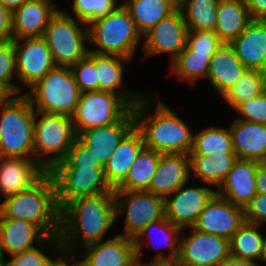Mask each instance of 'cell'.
<instances>
[{
  "label": "cell",
  "instance_id": "7c38bea8",
  "mask_svg": "<svg viewBox=\"0 0 266 266\" xmlns=\"http://www.w3.org/2000/svg\"><path fill=\"white\" fill-rule=\"evenodd\" d=\"M190 235L182 234L176 266H216L230 255V241L200 232L193 227Z\"/></svg>",
  "mask_w": 266,
  "mask_h": 266
},
{
  "label": "cell",
  "instance_id": "f546056e",
  "mask_svg": "<svg viewBox=\"0 0 266 266\" xmlns=\"http://www.w3.org/2000/svg\"><path fill=\"white\" fill-rule=\"evenodd\" d=\"M251 21L245 0H219L214 32L223 43H231Z\"/></svg>",
  "mask_w": 266,
  "mask_h": 266
},
{
  "label": "cell",
  "instance_id": "cb8c5ba5",
  "mask_svg": "<svg viewBox=\"0 0 266 266\" xmlns=\"http://www.w3.org/2000/svg\"><path fill=\"white\" fill-rule=\"evenodd\" d=\"M51 0H28L12 12L13 39L41 37L59 9Z\"/></svg>",
  "mask_w": 266,
  "mask_h": 266
},
{
  "label": "cell",
  "instance_id": "277c9868",
  "mask_svg": "<svg viewBox=\"0 0 266 266\" xmlns=\"http://www.w3.org/2000/svg\"><path fill=\"white\" fill-rule=\"evenodd\" d=\"M0 110V157L35 160V109L29 98L25 94L10 96Z\"/></svg>",
  "mask_w": 266,
  "mask_h": 266
},
{
  "label": "cell",
  "instance_id": "52a82bcc",
  "mask_svg": "<svg viewBox=\"0 0 266 266\" xmlns=\"http://www.w3.org/2000/svg\"><path fill=\"white\" fill-rule=\"evenodd\" d=\"M25 95L35 111L71 117L81 92L70 67L56 66L31 86Z\"/></svg>",
  "mask_w": 266,
  "mask_h": 266
},
{
  "label": "cell",
  "instance_id": "7402d4cb",
  "mask_svg": "<svg viewBox=\"0 0 266 266\" xmlns=\"http://www.w3.org/2000/svg\"><path fill=\"white\" fill-rule=\"evenodd\" d=\"M134 127L135 118L132 109L116 123L87 129L77 137L92 149L97 160L105 166L118 144Z\"/></svg>",
  "mask_w": 266,
  "mask_h": 266
},
{
  "label": "cell",
  "instance_id": "f6af8a7d",
  "mask_svg": "<svg viewBox=\"0 0 266 266\" xmlns=\"http://www.w3.org/2000/svg\"><path fill=\"white\" fill-rule=\"evenodd\" d=\"M234 111L241 116L235 119L266 124V91L241 102Z\"/></svg>",
  "mask_w": 266,
  "mask_h": 266
},
{
  "label": "cell",
  "instance_id": "9c48e42d",
  "mask_svg": "<svg viewBox=\"0 0 266 266\" xmlns=\"http://www.w3.org/2000/svg\"><path fill=\"white\" fill-rule=\"evenodd\" d=\"M132 107L112 92L91 91L81 93L76 110L71 116L76 136L83 131L109 126L124 118Z\"/></svg>",
  "mask_w": 266,
  "mask_h": 266
},
{
  "label": "cell",
  "instance_id": "ac0fdd59",
  "mask_svg": "<svg viewBox=\"0 0 266 266\" xmlns=\"http://www.w3.org/2000/svg\"><path fill=\"white\" fill-rule=\"evenodd\" d=\"M74 255L83 266L138 265L134 239L119 233L107 241L102 240L86 245Z\"/></svg>",
  "mask_w": 266,
  "mask_h": 266
},
{
  "label": "cell",
  "instance_id": "680465c9",
  "mask_svg": "<svg viewBox=\"0 0 266 266\" xmlns=\"http://www.w3.org/2000/svg\"><path fill=\"white\" fill-rule=\"evenodd\" d=\"M0 266H6L5 262L0 260Z\"/></svg>",
  "mask_w": 266,
  "mask_h": 266
},
{
  "label": "cell",
  "instance_id": "d6a6232c",
  "mask_svg": "<svg viewBox=\"0 0 266 266\" xmlns=\"http://www.w3.org/2000/svg\"><path fill=\"white\" fill-rule=\"evenodd\" d=\"M160 154L144 146L131 165L126 179L115 190H148L157 170Z\"/></svg>",
  "mask_w": 266,
  "mask_h": 266
},
{
  "label": "cell",
  "instance_id": "3957f363",
  "mask_svg": "<svg viewBox=\"0 0 266 266\" xmlns=\"http://www.w3.org/2000/svg\"><path fill=\"white\" fill-rule=\"evenodd\" d=\"M0 218L26 220L36 224L48 237L59 236L60 210L51 174L46 172L28 189L2 199Z\"/></svg>",
  "mask_w": 266,
  "mask_h": 266
},
{
  "label": "cell",
  "instance_id": "f907efd6",
  "mask_svg": "<svg viewBox=\"0 0 266 266\" xmlns=\"http://www.w3.org/2000/svg\"><path fill=\"white\" fill-rule=\"evenodd\" d=\"M216 266H262L259 263L251 260L240 259L229 255Z\"/></svg>",
  "mask_w": 266,
  "mask_h": 266
},
{
  "label": "cell",
  "instance_id": "7a4b0ae2",
  "mask_svg": "<svg viewBox=\"0 0 266 266\" xmlns=\"http://www.w3.org/2000/svg\"><path fill=\"white\" fill-rule=\"evenodd\" d=\"M145 93L132 108L135 127L142 135L144 146L161 154L189 155L194 138L191 127L167 107L163 100L154 102L153 95L149 91ZM151 107L154 110L152 115H146Z\"/></svg>",
  "mask_w": 266,
  "mask_h": 266
},
{
  "label": "cell",
  "instance_id": "f35d334b",
  "mask_svg": "<svg viewBox=\"0 0 266 266\" xmlns=\"http://www.w3.org/2000/svg\"><path fill=\"white\" fill-rule=\"evenodd\" d=\"M46 249L51 250L52 258L45 254ZM61 254L62 248L59 236H49L39 246L11 255V259L4 262L6 266H52Z\"/></svg>",
  "mask_w": 266,
  "mask_h": 266
},
{
  "label": "cell",
  "instance_id": "f5cc1de1",
  "mask_svg": "<svg viewBox=\"0 0 266 266\" xmlns=\"http://www.w3.org/2000/svg\"><path fill=\"white\" fill-rule=\"evenodd\" d=\"M28 0H0V2L11 12L19 8L22 4Z\"/></svg>",
  "mask_w": 266,
  "mask_h": 266
},
{
  "label": "cell",
  "instance_id": "d6986e66",
  "mask_svg": "<svg viewBox=\"0 0 266 266\" xmlns=\"http://www.w3.org/2000/svg\"><path fill=\"white\" fill-rule=\"evenodd\" d=\"M48 236L36 225L22 219L0 218V260L31 250L42 244Z\"/></svg>",
  "mask_w": 266,
  "mask_h": 266
},
{
  "label": "cell",
  "instance_id": "d4e9b609",
  "mask_svg": "<svg viewBox=\"0 0 266 266\" xmlns=\"http://www.w3.org/2000/svg\"><path fill=\"white\" fill-rule=\"evenodd\" d=\"M131 60L116 56L95 53V68L99 82V91L112 92L120 95L132 108L145 95L144 92L126 89L124 66Z\"/></svg>",
  "mask_w": 266,
  "mask_h": 266
},
{
  "label": "cell",
  "instance_id": "bcb514c9",
  "mask_svg": "<svg viewBox=\"0 0 266 266\" xmlns=\"http://www.w3.org/2000/svg\"><path fill=\"white\" fill-rule=\"evenodd\" d=\"M246 222L266 224V194L257 193L244 208Z\"/></svg>",
  "mask_w": 266,
  "mask_h": 266
},
{
  "label": "cell",
  "instance_id": "83f0119b",
  "mask_svg": "<svg viewBox=\"0 0 266 266\" xmlns=\"http://www.w3.org/2000/svg\"><path fill=\"white\" fill-rule=\"evenodd\" d=\"M246 68L230 43H222L211 57L207 79L221 97L235 85Z\"/></svg>",
  "mask_w": 266,
  "mask_h": 266
},
{
  "label": "cell",
  "instance_id": "ab89813d",
  "mask_svg": "<svg viewBox=\"0 0 266 266\" xmlns=\"http://www.w3.org/2000/svg\"><path fill=\"white\" fill-rule=\"evenodd\" d=\"M72 12L75 18L88 25L89 23L105 17L118 6V0H72Z\"/></svg>",
  "mask_w": 266,
  "mask_h": 266
},
{
  "label": "cell",
  "instance_id": "8fae6325",
  "mask_svg": "<svg viewBox=\"0 0 266 266\" xmlns=\"http://www.w3.org/2000/svg\"><path fill=\"white\" fill-rule=\"evenodd\" d=\"M114 198L116 220L125 213L124 233L120 235L134 238L149 223L164 216V199L147 190H114Z\"/></svg>",
  "mask_w": 266,
  "mask_h": 266
},
{
  "label": "cell",
  "instance_id": "f1b7e54d",
  "mask_svg": "<svg viewBox=\"0 0 266 266\" xmlns=\"http://www.w3.org/2000/svg\"><path fill=\"white\" fill-rule=\"evenodd\" d=\"M144 147L140 131L134 127L118 144L104 166L107 183L115 190L125 179L138 153Z\"/></svg>",
  "mask_w": 266,
  "mask_h": 266
},
{
  "label": "cell",
  "instance_id": "e0dca14e",
  "mask_svg": "<svg viewBox=\"0 0 266 266\" xmlns=\"http://www.w3.org/2000/svg\"><path fill=\"white\" fill-rule=\"evenodd\" d=\"M244 222V208L215 193L200 213L193 228L230 241Z\"/></svg>",
  "mask_w": 266,
  "mask_h": 266
},
{
  "label": "cell",
  "instance_id": "9f6ffc18",
  "mask_svg": "<svg viewBox=\"0 0 266 266\" xmlns=\"http://www.w3.org/2000/svg\"><path fill=\"white\" fill-rule=\"evenodd\" d=\"M143 266H176L175 264H149V263H143Z\"/></svg>",
  "mask_w": 266,
  "mask_h": 266
},
{
  "label": "cell",
  "instance_id": "ee69618b",
  "mask_svg": "<svg viewBox=\"0 0 266 266\" xmlns=\"http://www.w3.org/2000/svg\"><path fill=\"white\" fill-rule=\"evenodd\" d=\"M223 42L214 31L188 30L186 46L201 54H215Z\"/></svg>",
  "mask_w": 266,
  "mask_h": 266
},
{
  "label": "cell",
  "instance_id": "9a60e30c",
  "mask_svg": "<svg viewBox=\"0 0 266 266\" xmlns=\"http://www.w3.org/2000/svg\"><path fill=\"white\" fill-rule=\"evenodd\" d=\"M184 184L164 199V216L182 230L195 225L207 202L216 193L210 186Z\"/></svg>",
  "mask_w": 266,
  "mask_h": 266
},
{
  "label": "cell",
  "instance_id": "7bdbcfd3",
  "mask_svg": "<svg viewBox=\"0 0 266 266\" xmlns=\"http://www.w3.org/2000/svg\"><path fill=\"white\" fill-rule=\"evenodd\" d=\"M54 167H104L100 160L92 152V149L84 144L78 137L75 138L72 147L68 150L64 160Z\"/></svg>",
  "mask_w": 266,
  "mask_h": 266
},
{
  "label": "cell",
  "instance_id": "8992f818",
  "mask_svg": "<svg viewBox=\"0 0 266 266\" xmlns=\"http://www.w3.org/2000/svg\"><path fill=\"white\" fill-rule=\"evenodd\" d=\"M76 137L71 117L35 111L33 127L35 161L47 172L66 158Z\"/></svg>",
  "mask_w": 266,
  "mask_h": 266
},
{
  "label": "cell",
  "instance_id": "74e56055",
  "mask_svg": "<svg viewBox=\"0 0 266 266\" xmlns=\"http://www.w3.org/2000/svg\"><path fill=\"white\" fill-rule=\"evenodd\" d=\"M265 91L264 74L262 70L246 69L241 78L222 98L228 106L235 108L241 102L256 97Z\"/></svg>",
  "mask_w": 266,
  "mask_h": 266
},
{
  "label": "cell",
  "instance_id": "7dc6e473",
  "mask_svg": "<svg viewBox=\"0 0 266 266\" xmlns=\"http://www.w3.org/2000/svg\"><path fill=\"white\" fill-rule=\"evenodd\" d=\"M12 40V12L0 2V42H10Z\"/></svg>",
  "mask_w": 266,
  "mask_h": 266
},
{
  "label": "cell",
  "instance_id": "2e32d148",
  "mask_svg": "<svg viewBox=\"0 0 266 266\" xmlns=\"http://www.w3.org/2000/svg\"><path fill=\"white\" fill-rule=\"evenodd\" d=\"M182 232L184 231L180 227L175 226L165 216L149 223L133 238L135 243L137 263L142 264V259L140 257L142 255V249L144 246L151 245L154 247H152L154 251L157 250L158 254L153 257L149 264H174L179 256L180 238L182 237L179 234ZM153 239L158 241L156 242V244H158L157 247ZM161 249H167L170 250V252L168 255H164V253L160 252Z\"/></svg>",
  "mask_w": 266,
  "mask_h": 266
},
{
  "label": "cell",
  "instance_id": "db71d44e",
  "mask_svg": "<svg viewBox=\"0 0 266 266\" xmlns=\"http://www.w3.org/2000/svg\"><path fill=\"white\" fill-rule=\"evenodd\" d=\"M11 95L0 86V105H2Z\"/></svg>",
  "mask_w": 266,
  "mask_h": 266
},
{
  "label": "cell",
  "instance_id": "5b68a950",
  "mask_svg": "<svg viewBox=\"0 0 266 266\" xmlns=\"http://www.w3.org/2000/svg\"><path fill=\"white\" fill-rule=\"evenodd\" d=\"M88 43L95 45L90 52L116 55L131 60L143 36L138 31L129 11L122 3L105 17L87 25Z\"/></svg>",
  "mask_w": 266,
  "mask_h": 266
},
{
  "label": "cell",
  "instance_id": "4fadbf2b",
  "mask_svg": "<svg viewBox=\"0 0 266 266\" xmlns=\"http://www.w3.org/2000/svg\"><path fill=\"white\" fill-rule=\"evenodd\" d=\"M16 75L28 89L56 67L46 39L27 37L13 39Z\"/></svg>",
  "mask_w": 266,
  "mask_h": 266
},
{
  "label": "cell",
  "instance_id": "8d00e7d4",
  "mask_svg": "<svg viewBox=\"0 0 266 266\" xmlns=\"http://www.w3.org/2000/svg\"><path fill=\"white\" fill-rule=\"evenodd\" d=\"M235 153L230 128L209 126L194 133L193 147L189 154Z\"/></svg>",
  "mask_w": 266,
  "mask_h": 266
},
{
  "label": "cell",
  "instance_id": "44dd1931",
  "mask_svg": "<svg viewBox=\"0 0 266 266\" xmlns=\"http://www.w3.org/2000/svg\"><path fill=\"white\" fill-rule=\"evenodd\" d=\"M190 157L187 154H160L157 170L147 191L163 199L191 179Z\"/></svg>",
  "mask_w": 266,
  "mask_h": 266
},
{
  "label": "cell",
  "instance_id": "484cf974",
  "mask_svg": "<svg viewBox=\"0 0 266 266\" xmlns=\"http://www.w3.org/2000/svg\"><path fill=\"white\" fill-rule=\"evenodd\" d=\"M230 44L246 69L263 71L266 67V20H252Z\"/></svg>",
  "mask_w": 266,
  "mask_h": 266
},
{
  "label": "cell",
  "instance_id": "4dcf8cb0",
  "mask_svg": "<svg viewBox=\"0 0 266 266\" xmlns=\"http://www.w3.org/2000/svg\"><path fill=\"white\" fill-rule=\"evenodd\" d=\"M190 170L205 185L219 188L237 161L236 153L189 154Z\"/></svg>",
  "mask_w": 266,
  "mask_h": 266
},
{
  "label": "cell",
  "instance_id": "1f68e13d",
  "mask_svg": "<svg viewBox=\"0 0 266 266\" xmlns=\"http://www.w3.org/2000/svg\"><path fill=\"white\" fill-rule=\"evenodd\" d=\"M121 3L142 36L178 6V0H124Z\"/></svg>",
  "mask_w": 266,
  "mask_h": 266
},
{
  "label": "cell",
  "instance_id": "30bf717a",
  "mask_svg": "<svg viewBox=\"0 0 266 266\" xmlns=\"http://www.w3.org/2000/svg\"><path fill=\"white\" fill-rule=\"evenodd\" d=\"M49 173L56 185L59 210L81 197L114 192L106 181L104 167H53Z\"/></svg>",
  "mask_w": 266,
  "mask_h": 266
},
{
  "label": "cell",
  "instance_id": "ba28073f",
  "mask_svg": "<svg viewBox=\"0 0 266 266\" xmlns=\"http://www.w3.org/2000/svg\"><path fill=\"white\" fill-rule=\"evenodd\" d=\"M43 37L56 66L71 67L89 51L85 44L88 42L87 25L71 17L67 10H57L49 20Z\"/></svg>",
  "mask_w": 266,
  "mask_h": 266
},
{
  "label": "cell",
  "instance_id": "603a6c76",
  "mask_svg": "<svg viewBox=\"0 0 266 266\" xmlns=\"http://www.w3.org/2000/svg\"><path fill=\"white\" fill-rule=\"evenodd\" d=\"M258 163L254 160L237 159L216 193L234 205L245 208L257 194Z\"/></svg>",
  "mask_w": 266,
  "mask_h": 266
},
{
  "label": "cell",
  "instance_id": "6f0895ef",
  "mask_svg": "<svg viewBox=\"0 0 266 266\" xmlns=\"http://www.w3.org/2000/svg\"><path fill=\"white\" fill-rule=\"evenodd\" d=\"M263 74H264V81H265V91H266V67L263 70Z\"/></svg>",
  "mask_w": 266,
  "mask_h": 266
},
{
  "label": "cell",
  "instance_id": "ffe728a7",
  "mask_svg": "<svg viewBox=\"0 0 266 266\" xmlns=\"http://www.w3.org/2000/svg\"><path fill=\"white\" fill-rule=\"evenodd\" d=\"M47 171L35 160L0 157V192L3 199L35 184Z\"/></svg>",
  "mask_w": 266,
  "mask_h": 266
},
{
  "label": "cell",
  "instance_id": "6da1fadb",
  "mask_svg": "<svg viewBox=\"0 0 266 266\" xmlns=\"http://www.w3.org/2000/svg\"><path fill=\"white\" fill-rule=\"evenodd\" d=\"M115 221L114 192L73 200L60 210L62 253L74 255L82 247L102 241Z\"/></svg>",
  "mask_w": 266,
  "mask_h": 266
},
{
  "label": "cell",
  "instance_id": "816d5d0a",
  "mask_svg": "<svg viewBox=\"0 0 266 266\" xmlns=\"http://www.w3.org/2000/svg\"><path fill=\"white\" fill-rule=\"evenodd\" d=\"M52 266H83L75 255L61 254Z\"/></svg>",
  "mask_w": 266,
  "mask_h": 266
},
{
  "label": "cell",
  "instance_id": "60d3db41",
  "mask_svg": "<svg viewBox=\"0 0 266 266\" xmlns=\"http://www.w3.org/2000/svg\"><path fill=\"white\" fill-rule=\"evenodd\" d=\"M16 75V61L13 40L0 42V86L11 96L21 93V86L12 83Z\"/></svg>",
  "mask_w": 266,
  "mask_h": 266
},
{
  "label": "cell",
  "instance_id": "836d02e7",
  "mask_svg": "<svg viewBox=\"0 0 266 266\" xmlns=\"http://www.w3.org/2000/svg\"><path fill=\"white\" fill-rule=\"evenodd\" d=\"M260 226L262 225L245 221L230 240V255L260 262L265 239Z\"/></svg>",
  "mask_w": 266,
  "mask_h": 266
},
{
  "label": "cell",
  "instance_id": "b9f144b4",
  "mask_svg": "<svg viewBox=\"0 0 266 266\" xmlns=\"http://www.w3.org/2000/svg\"><path fill=\"white\" fill-rule=\"evenodd\" d=\"M81 93L99 91V82L95 68V53L87 55L70 67Z\"/></svg>",
  "mask_w": 266,
  "mask_h": 266
},
{
  "label": "cell",
  "instance_id": "5bb4252c",
  "mask_svg": "<svg viewBox=\"0 0 266 266\" xmlns=\"http://www.w3.org/2000/svg\"><path fill=\"white\" fill-rule=\"evenodd\" d=\"M187 33L186 22L177 7L143 35V60L167 53L170 54L171 63L185 48Z\"/></svg>",
  "mask_w": 266,
  "mask_h": 266
},
{
  "label": "cell",
  "instance_id": "c3c4849f",
  "mask_svg": "<svg viewBox=\"0 0 266 266\" xmlns=\"http://www.w3.org/2000/svg\"><path fill=\"white\" fill-rule=\"evenodd\" d=\"M252 20H266V0H245Z\"/></svg>",
  "mask_w": 266,
  "mask_h": 266
},
{
  "label": "cell",
  "instance_id": "d590c367",
  "mask_svg": "<svg viewBox=\"0 0 266 266\" xmlns=\"http://www.w3.org/2000/svg\"><path fill=\"white\" fill-rule=\"evenodd\" d=\"M219 0H178L188 30L214 31Z\"/></svg>",
  "mask_w": 266,
  "mask_h": 266
},
{
  "label": "cell",
  "instance_id": "681fc988",
  "mask_svg": "<svg viewBox=\"0 0 266 266\" xmlns=\"http://www.w3.org/2000/svg\"><path fill=\"white\" fill-rule=\"evenodd\" d=\"M257 193L266 194V161L259 162L256 172Z\"/></svg>",
  "mask_w": 266,
  "mask_h": 266
},
{
  "label": "cell",
  "instance_id": "e575fe53",
  "mask_svg": "<svg viewBox=\"0 0 266 266\" xmlns=\"http://www.w3.org/2000/svg\"><path fill=\"white\" fill-rule=\"evenodd\" d=\"M214 54L195 53L187 46L169 64V72L178 80L195 83L199 79H207L211 57Z\"/></svg>",
  "mask_w": 266,
  "mask_h": 266
},
{
  "label": "cell",
  "instance_id": "11a10c76",
  "mask_svg": "<svg viewBox=\"0 0 266 266\" xmlns=\"http://www.w3.org/2000/svg\"><path fill=\"white\" fill-rule=\"evenodd\" d=\"M265 263L266 265V236H265V239H264V244H263V254H262V257H261V260H260V263Z\"/></svg>",
  "mask_w": 266,
  "mask_h": 266
},
{
  "label": "cell",
  "instance_id": "4316f807",
  "mask_svg": "<svg viewBox=\"0 0 266 266\" xmlns=\"http://www.w3.org/2000/svg\"><path fill=\"white\" fill-rule=\"evenodd\" d=\"M229 128L238 159L266 161V124L234 118Z\"/></svg>",
  "mask_w": 266,
  "mask_h": 266
}]
</instances>
